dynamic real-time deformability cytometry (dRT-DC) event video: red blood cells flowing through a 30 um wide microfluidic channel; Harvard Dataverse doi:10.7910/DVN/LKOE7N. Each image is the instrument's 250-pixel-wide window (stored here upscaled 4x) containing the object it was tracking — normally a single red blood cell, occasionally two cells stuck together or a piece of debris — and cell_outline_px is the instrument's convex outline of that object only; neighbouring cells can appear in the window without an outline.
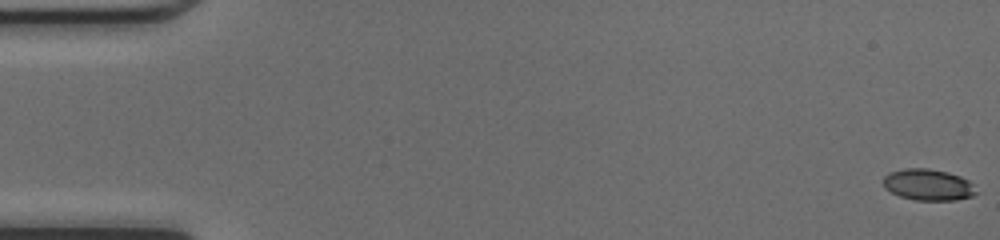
{"species": "common noctule bat (a hibernating species)", "species_latin": "Nyctalus noctula", "temperature_condition": "cold", "stored_images_in_passage": 49, "camera_frame_rate_fps": 3000, "um_per_image_px": 0.085, "animal": {"sex": "female", "body_mass_g": 17.0, "forearm_length_mm": 48.0}, "frame": {"image": 1, "passage_image": 1, "time_ms": 0.0, "image_size_px": [1000, 240], "cell_outline_px": [[976, 192], [972, 196], [956, 200], [916, 200], [900, 196], [884, 188], [884, 176], [888, 172], [904, 168], [928, 168], [948, 172], [960, 176], [968, 180], [972, 184]], "centroid_in_image_um": [78.87, 15.69], "position_along_channel_um": 6.1, "area_um2": 16.94}}
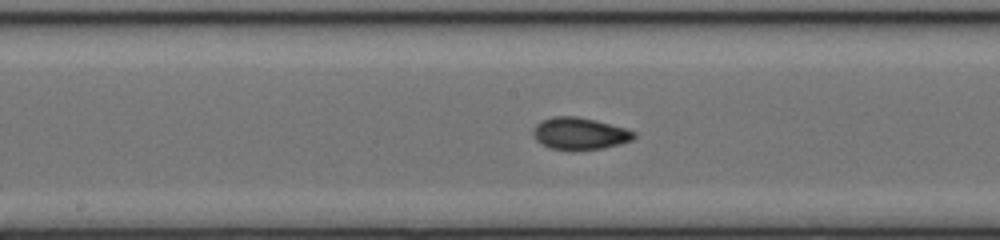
{"frame": {"image": 2, "passage_image": 26, "time_ms": 8.333, "image_size_px": [1000, 240], "cell_outline_px": [[636, 136], [632, 140], [620, 144], [604, 148], [548, 148], [536, 140], [532, 136], [532, 128], [540, 120], [556, 116], [576, 116], [596, 120], [624, 128], [636, 132]], "centroid_in_image_um": [49.25, 11.32], "position_along_channel_um": 199.0, "area_um2": 18.55}}
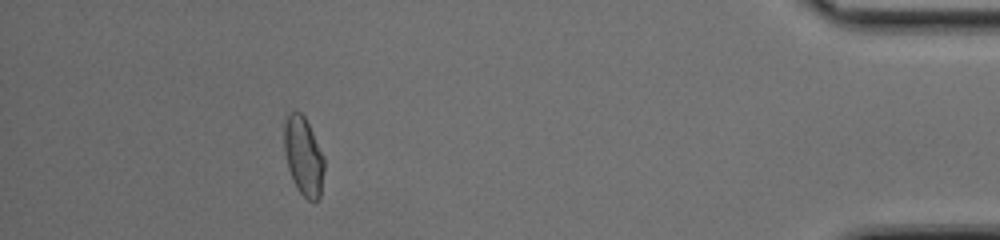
{"frame": {"image": 3, "passage_image": 45, "time_ms": 14.667, "image_size_px": [1000, 240], "cell_outline_px": [[324, 168], [320, 196], [316, 204], [312, 204], [296, 188], [292, 180], [288, 168], [284, 152], [284, 124], [288, 116], [292, 112], [300, 112], [304, 116], [324, 156]], "centroid_in_image_um": [25.8, 13.34], "position_along_channel_um": 409.4, "area_um2": 18.38}, "authors_computed_cell_mechanics": {"area_um2": 18.0336, "velocity_mm_per_s": 4.2512, "shape_relaxation_time_tau1_ms": 4.8584, "shape_relaxation_time_tau2_ms": 1.4138, "deformation_change_tau1": 0.1493, "deformation_change_tau2": 0.0481}}